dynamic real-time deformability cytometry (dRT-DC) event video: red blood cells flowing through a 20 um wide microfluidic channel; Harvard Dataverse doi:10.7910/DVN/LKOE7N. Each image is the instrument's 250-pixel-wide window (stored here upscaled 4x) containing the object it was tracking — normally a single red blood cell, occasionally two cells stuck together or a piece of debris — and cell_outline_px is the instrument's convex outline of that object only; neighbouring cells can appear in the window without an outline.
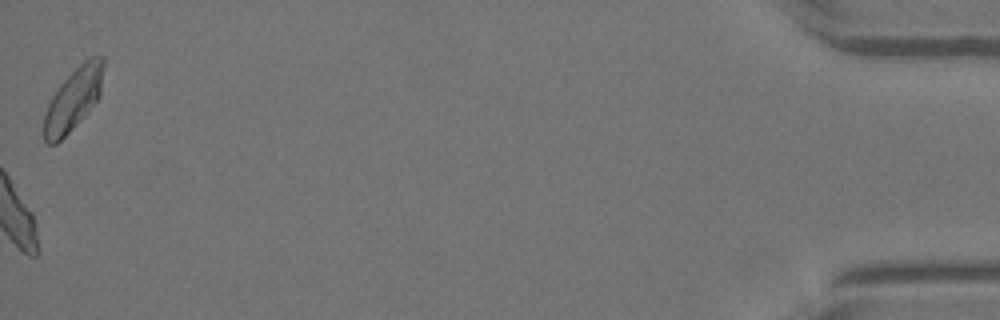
{"species": "Egyptian fruit bat (a non-hibernating species)", "species_latin": "Rousettus aegyptiacus", "temperature_condition": "warm", "stored_images_in_passage": 37, "camera_frame_rate_fps": 3000, "um_per_image_px": 0.085, "animal": {"sex": "female"}, "frame": {"image": 1, "passage_image": 37, "time_ms": 12.0, "image_size_px": [1000, 320], "cell_outline_px": [[104, 64], [100, 96], [84, 116], [56, 144], [48, 144], [44, 140], [44, 112], [52, 96], [60, 84], [84, 60], [92, 56], [104, 56]], "centroid_in_image_um": [6.24, 8.42], "position_along_channel_um": 429.0, "area_um2": 21.39}}